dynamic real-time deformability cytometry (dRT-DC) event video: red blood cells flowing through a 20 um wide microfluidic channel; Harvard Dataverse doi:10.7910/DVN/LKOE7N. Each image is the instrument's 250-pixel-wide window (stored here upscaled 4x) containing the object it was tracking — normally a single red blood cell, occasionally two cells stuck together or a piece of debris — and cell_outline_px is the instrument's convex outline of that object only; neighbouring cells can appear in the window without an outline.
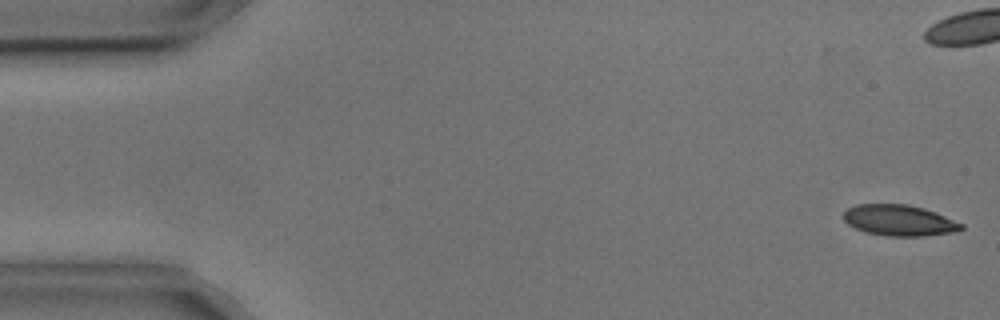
{"species": "common noctule bat (a hibernating species)", "species_latin": "Nyctalus noctula", "temperature_condition": "cold", "stored_images_in_passage": 4, "camera_frame_rate_fps": 3000, "um_per_image_px": 0.085, "animal": {"sex": "male", "body_mass_g": 17.9, "forearm_length_mm": 54.2}, "frame": {"image": 1, "passage_image": 1, "time_ms": 0.0, "image_size_px": [1000, 320], "cell_outline_px": [[964, 228], [960, 232], [924, 236], [888, 236], [864, 232], [848, 224], [844, 220], [844, 212], [848, 208], [856, 204], [908, 204], [924, 208], [936, 212], [964, 224]], "centroid_in_image_um": [76.49, 18.74], "position_along_channel_um": 8.5, "area_um2": 21.5}}